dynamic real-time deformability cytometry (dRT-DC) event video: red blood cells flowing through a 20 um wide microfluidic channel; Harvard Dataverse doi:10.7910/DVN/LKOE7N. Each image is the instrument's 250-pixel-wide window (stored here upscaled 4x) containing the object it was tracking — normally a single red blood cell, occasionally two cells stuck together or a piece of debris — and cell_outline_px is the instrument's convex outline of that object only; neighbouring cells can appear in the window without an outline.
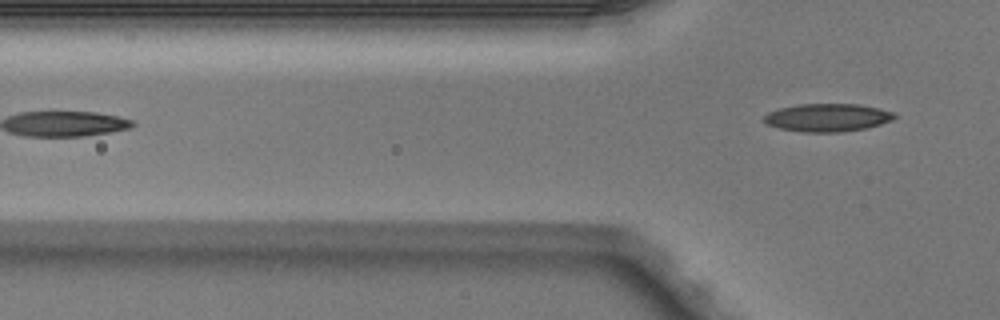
{"species": "Egyptian fruit bat (a non-hibernating species)", "species_latin": "Rousettus aegyptiacus", "temperature_condition": "warm", "stored_images_in_passage": 5, "camera_frame_rate_fps": 3000, "um_per_image_px": 0.085, "animal": {"sex": "male"}, "frame": {"image": 1, "passage_image": 5, "time_ms": 1.333, "image_size_px": [1000, 320], "cell_outline_px": [[896, 116], [892, 120], [880, 124], [864, 128], [840, 132], [804, 132], [780, 128], [768, 124], [764, 120], [764, 116], [768, 112], [780, 108], [800, 104], [860, 104], [892, 112]], "centroid_in_image_um": [70.32, 9.99], "position_along_channel_um": 55.5, "area_um2": 20.92}}